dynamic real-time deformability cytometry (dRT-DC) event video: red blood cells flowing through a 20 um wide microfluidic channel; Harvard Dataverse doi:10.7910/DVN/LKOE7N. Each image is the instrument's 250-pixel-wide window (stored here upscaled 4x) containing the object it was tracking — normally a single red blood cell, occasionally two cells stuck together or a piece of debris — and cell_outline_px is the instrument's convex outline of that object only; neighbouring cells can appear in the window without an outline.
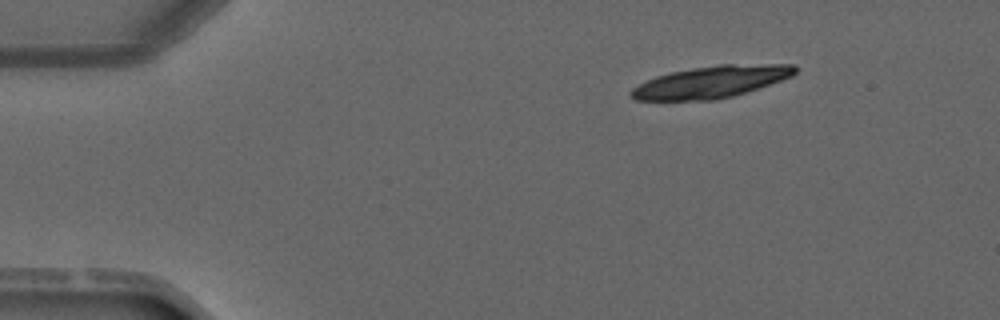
{"species": "common noctule bat (a hibernating species)", "species_latin": "Nyctalus noctula", "temperature_condition": "warm", "stored_images_in_passage": 3, "segment_of_instrument_passage": [1, 2], "camera_frame_rate_fps": 3000, "um_per_image_px": 0.085, "animal": {"sex": "male", "forearm_length_mm": 52.5}, "frame": {"image": 1, "passage_image": 1, "time_ms": 0.0, "image_size_px": [1000, 320], "cell_outline_px": [[796, 72], [792, 76], [732, 96], [712, 100], [636, 100], [628, 92], [632, 88], [656, 76], [672, 72], [692, 68], [720, 64], [796, 64]], "centroid_in_image_um": [60.44, 6.95], "position_along_channel_um": 24.6, "area_um2": 30.06}}